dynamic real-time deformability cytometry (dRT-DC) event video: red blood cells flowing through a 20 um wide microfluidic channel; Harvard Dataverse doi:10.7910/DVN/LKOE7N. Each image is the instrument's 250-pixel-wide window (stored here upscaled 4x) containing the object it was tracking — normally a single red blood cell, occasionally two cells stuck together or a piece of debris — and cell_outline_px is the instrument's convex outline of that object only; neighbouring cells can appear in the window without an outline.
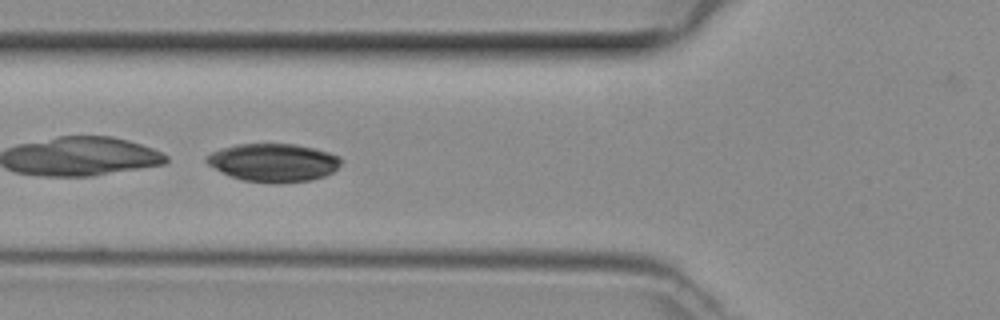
{"species": "common noctule bat (a hibernating species)", "species_latin": "Nyctalus noctula", "temperature_condition": "room temperature", "stored_images_in_passage": 35, "camera_frame_rate_fps": 3000, "um_per_image_px": 0.085, "animal": {"sex": "female", "body_mass_g": 29.2, "forearm_length_mm": 56.3}, "frame": {"image": 1, "passage_image": 7, "time_ms": 2.0, "image_size_px": [1000, 320], "cell_outline_px": [[340, 164], [332, 172], [324, 176], [312, 180], [276, 184], [240, 180], [228, 176], [208, 164], [204, 160], [204, 156], [220, 148], [236, 144], [296, 144], [328, 152], [340, 156]], "centroid_in_image_um": [23.19, 13.83], "position_along_channel_um": 102.6, "area_um2": 30.11}}
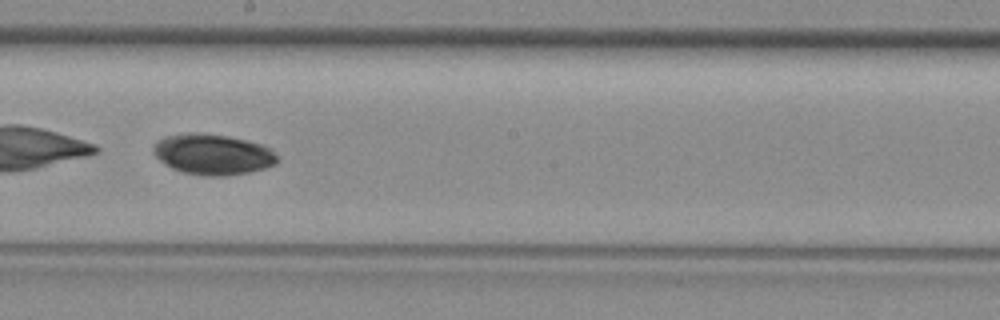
{"frame": {"image": 2, "passage_image": 16, "time_ms": 5.0, "image_size_px": [1000, 320], "cell_outline_px": [[280, 160], [276, 164], [264, 168], [248, 172], [224, 176], [200, 176], [180, 172], [172, 168], [160, 160], [152, 152], [152, 148], [156, 140], [164, 136], [188, 132], [200, 132], [228, 136], [260, 144], [272, 148]], "centroid_in_image_um": [18.07, 13.11], "position_along_channel_um": 230.1, "area_um2": 29.77}}
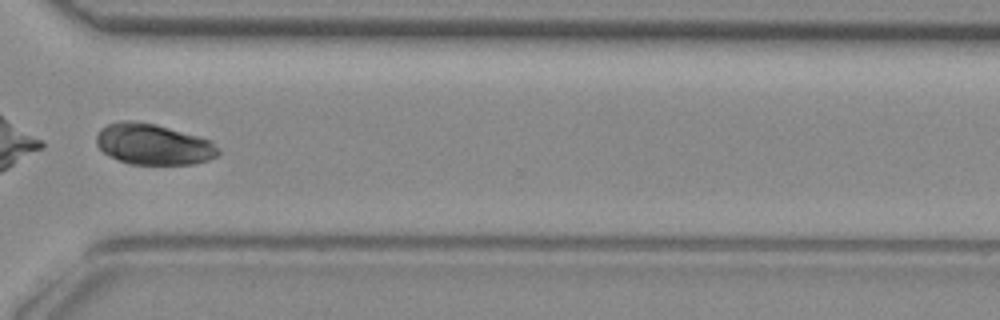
{"frame": {"image": 3, "passage_image": 25, "time_ms": 8.0, "image_size_px": [1000, 320], "cell_outline_px": [[220, 152], [216, 156], [208, 160], [196, 164], [128, 164], [108, 156], [96, 144], [96, 136], [100, 128], [108, 124], [124, 120], [132, 120], [156, 124], [212, 140], [220, 148]], "centroid_in_image_um": [13.04, 12.26], "position_along_channel_um": 357.6, "area_um2": 29.3}}